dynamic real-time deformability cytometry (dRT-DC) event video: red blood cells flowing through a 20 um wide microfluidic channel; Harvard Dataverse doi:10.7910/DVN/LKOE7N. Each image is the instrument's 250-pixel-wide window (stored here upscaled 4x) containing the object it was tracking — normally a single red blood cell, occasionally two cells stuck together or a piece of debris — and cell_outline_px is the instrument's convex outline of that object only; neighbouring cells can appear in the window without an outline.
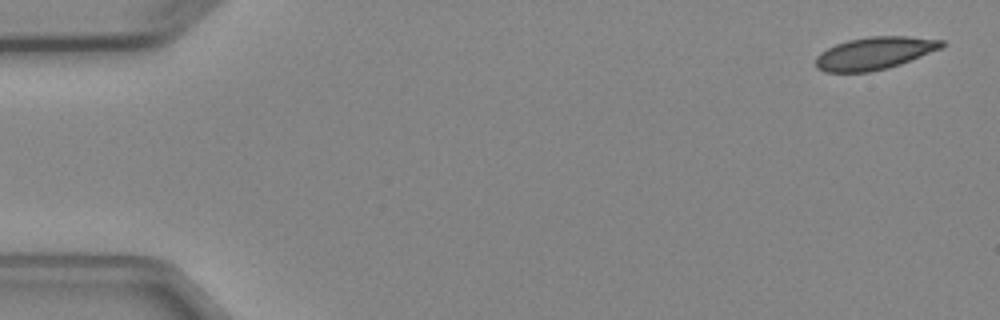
{"species": "Egyptian fruit bat (a non-hibernating species)", "species_latin": "Rousettus aegyptiacus", "temperature_condition": "cold", "stored_images_in_passage": 7, "camera_frame_rate_fps": 3000, "um_per_image_px": 0.085, "animal": {"sex": "female"}, "frame": {"image": 1, "passage_image": 1, "time_ms": 0.0, "image_size_px": [1000, 320], "cell_outline_px": [[948, 44], [940, 48], [900, 64], [888, 68], [868, 72], [824, 72], [816, 68], [816, 56], [820, 52], [836, 44], [848, 40], [868, 36], [908, 36], [944, 40]], "centroid_in_image_um": [74.32, 4.52], "position_along_channel_um": 10.7, "area_um2": 23.87}}
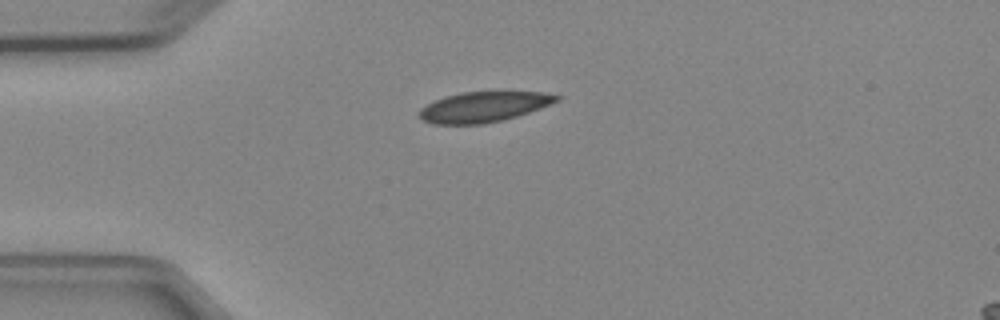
{"frame": {"image": 2, "passage_image": 4, "time_ms": 3.667, "image_size_px": [1000, 320], "cell_outline_px": [[560, 100], [540, 108], [504, 120], [484, 124], [432, 124], [416, 116], [420, 108], [444, 96], [460, 92], [544, 92], [560, 96]], "centroid_in_image_um": [41.08, 9.09], "position_along_channel_um": 43.9, "area_um2": 24.28}}